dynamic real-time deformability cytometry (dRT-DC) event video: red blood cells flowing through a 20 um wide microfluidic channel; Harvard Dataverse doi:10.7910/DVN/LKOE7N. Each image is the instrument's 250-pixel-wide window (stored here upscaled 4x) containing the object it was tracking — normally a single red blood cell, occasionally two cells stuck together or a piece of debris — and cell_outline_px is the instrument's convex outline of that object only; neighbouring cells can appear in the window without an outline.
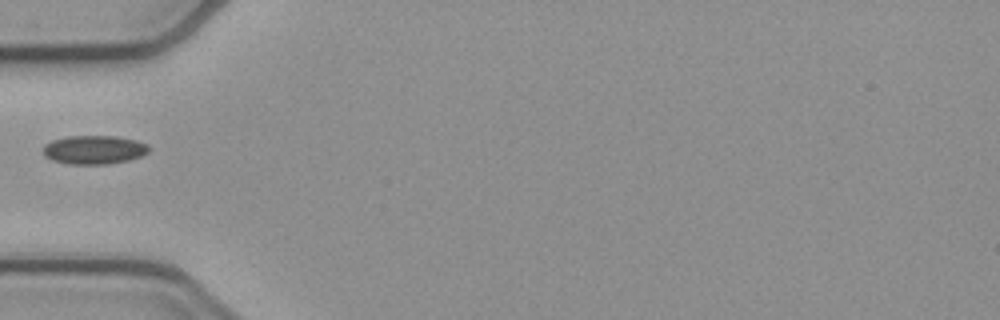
{"species": "common noctule bat (a hibernating species)", "species_latin": "Nyctalus noctula", "temperature_condition": "cold", "stored_images_in_passage": 36, "camera_frame_rate_fps": 3000, "um_per_image_px": 0.085, "animal": {"sex": "female", "body_mass_g": 21.9}, "frame": {"image": 1, "passage_image": 1, "time_ms": 0.0, "image_size_px": [1000, 320], "cell_outline_px": [[148, 152], [140, 156], [128, 160], [108, 164], [68, 164], [52, 160], [44, 156], [44, 144], [52, 140], [68, 136], [116, 136], [136, 140], [148, 144]], "centroid_in_image_um": [7.98, 12.73], "position_along_channel_um": 77.0, "area_um2": 17.69}}
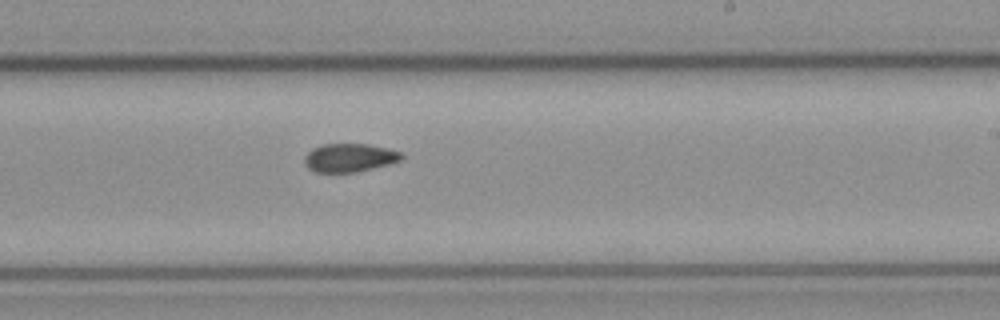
{"frame": {"image": 2, "passage_image": 15, "time_ms": 4.667, "image_size_px": [1000, 320], "cell_outline_px": [[404, 156], [400, 160], [388, 164], [356, 172], [316, 172], [308, 168], [304, 164], [304, 156], [312, 148], [324, 144], [368, 144], [388, 148], [400, 152]], "centroid_in_image_um": [29.68, 13.4], "position_along_channel_um": 259.3, "area_um2": 16.01}}
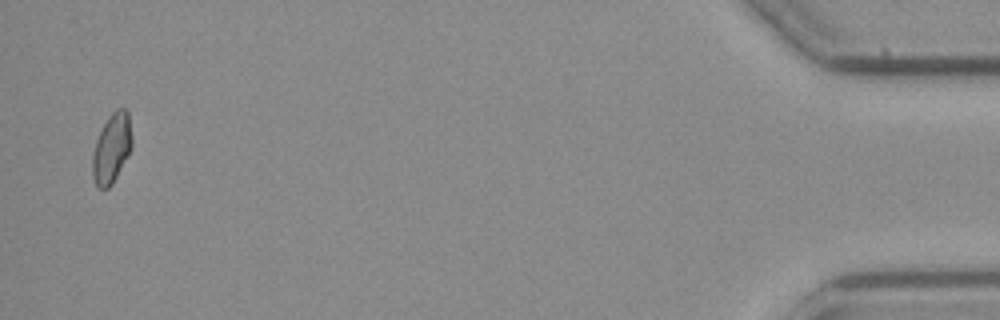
{"frame": {"image": 3, "passage_image": 35, "time_ms": 11.333, "image_size_px": [1000, 320], "cell_outline_px": [[132, 148], [128, 156], [112, 184], [108, 188], [96, 188], [92, 176], [92, 156], [96, 140], [108, 116], [116, 108], [124, 108], [128, 112], [132, 136]], "centroid_in_image_um": [9.49, 12.61], "position_along_channel_um": 425.7, "area_um2": 16.13}}